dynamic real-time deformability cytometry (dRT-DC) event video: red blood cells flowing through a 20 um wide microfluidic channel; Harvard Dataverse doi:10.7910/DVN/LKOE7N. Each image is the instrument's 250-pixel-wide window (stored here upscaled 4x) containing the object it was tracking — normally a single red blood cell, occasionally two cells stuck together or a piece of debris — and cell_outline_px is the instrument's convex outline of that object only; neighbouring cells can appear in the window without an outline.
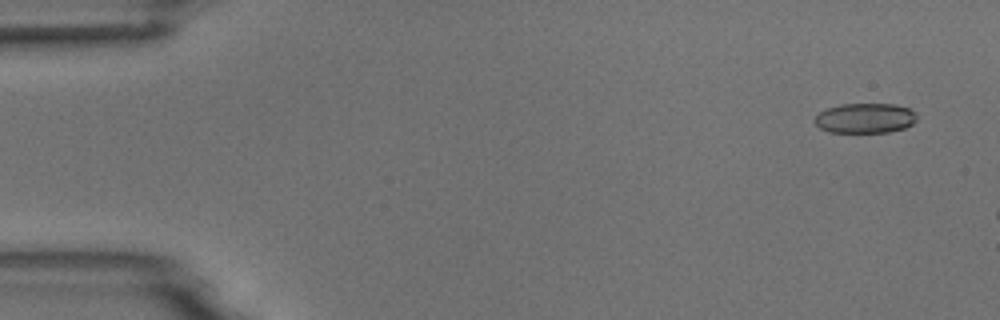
{"species": "common noctule bat (a hibernating species)", "species_latin": "Nyctalus noctula", "temperature_condition": "room temperature", "stored_images_in_passage": 4, "camera_frame_rate_fps": 3000, "um_per_image_px": 0.085, "animal": {"sex": "male", "body_mass_g": 18.8}, "frame": {"image": 1, "passage_image": 1, "time_ms": 0.0, "image_size_px": [1000, 320], "cell_outline_px": [[916, 120], [912, 124], [904, 128], [888, 132], [828, 132], [820, 128], [812, 120], [820, 112], [828, 108], [840, 104], [896, 104], [908, 108], [916, 112]], "centroid_in_image_um": [73.53, 10.04], "position_along_channel_um": 11.5, "area_um2": 17.86}}